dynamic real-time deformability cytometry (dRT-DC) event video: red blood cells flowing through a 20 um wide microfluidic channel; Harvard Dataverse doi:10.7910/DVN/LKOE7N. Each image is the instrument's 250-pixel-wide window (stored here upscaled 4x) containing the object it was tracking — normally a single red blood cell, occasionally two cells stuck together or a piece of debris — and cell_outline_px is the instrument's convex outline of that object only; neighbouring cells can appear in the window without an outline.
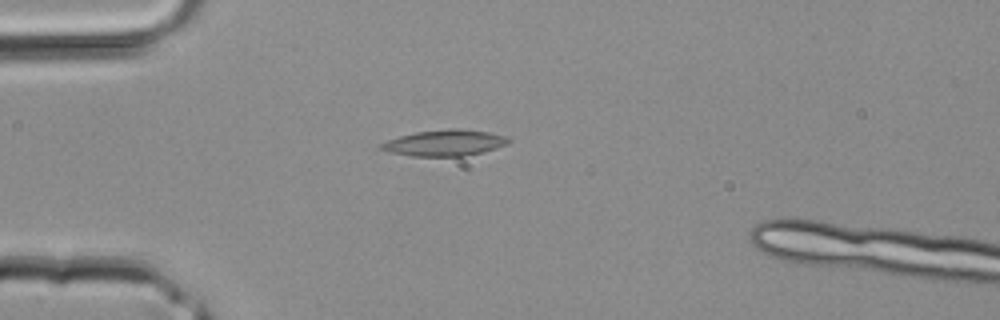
{"species": "common noctule bat (a hibernating species)", "species_latin": "Nyctalus noctula", "temperature_condition": "room temperature", "stored_images_in_passage": 29, "camera_frame_rate_fps": 3000, "um_per_image_px": 0.085, "animal": {"sex": "male", "body_mass_g": 20.4}, "frame": {"image": 1, "passage_image": 2, "time_ms": 0.333, "image_size_px": [1000, 320], "cell_outline_px": [[512, 140], [508, 144], [484, 152], [464, 156], [412, 156], [388, 152], [376, 148], [380, 144], [388, 140], [400, 136], [416, 132], [452, 128], [460, 128], [488, 132], [504, 136]], "centroid_in_image_um": [37.79, 12.15], "position_along_channel_um": 47.2, "area_um2": 19.48}}
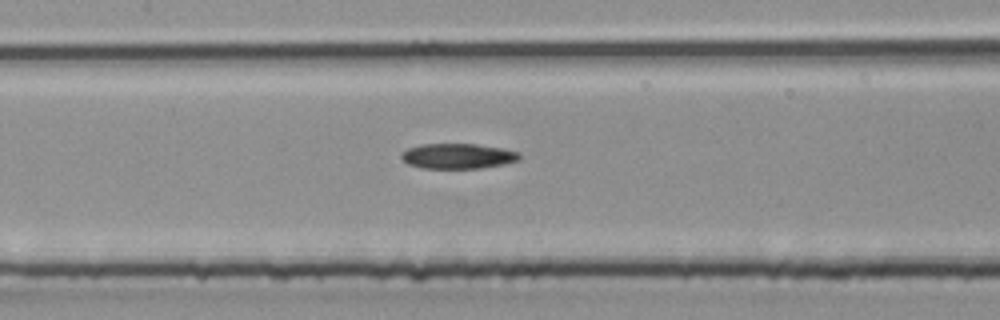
{"frame": {"image": 2, "passage_image": 10, "time_ms": 3.0, "image_size_px": [1000, 320], "cell_outline_px": [[520, 160], [504, 164], [480, 168], [420, 168], [408, 164], [400, 156], [400, 152], [408, 148], [424, 144], [476, 144], [504, 148], [520, 152]], "centroid_in_image_um": [38.93, 13.26], "position_along_channel_um": 168.5, "area_um2": 17.46}}
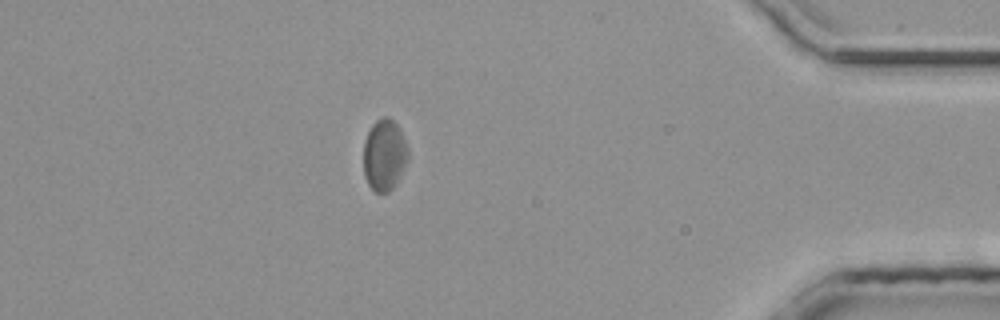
{"frame": {"image": 3, "passage_image": 26, "time_ms": 8.333, "image_size_px": [1000, 320], "cell_outline_px": [[408, 160], [396, 184], [388, 192], [376, 192], [368, 184], [364, 176], [364, 140], [372, 124], [376, 120], [384, 116], [388, 116], [400, 128], [408, 148]], "centroid_in_image_um": [32.67, 13.16], "position_along_channel_um": 402.5, "area_um2": 18.61}}